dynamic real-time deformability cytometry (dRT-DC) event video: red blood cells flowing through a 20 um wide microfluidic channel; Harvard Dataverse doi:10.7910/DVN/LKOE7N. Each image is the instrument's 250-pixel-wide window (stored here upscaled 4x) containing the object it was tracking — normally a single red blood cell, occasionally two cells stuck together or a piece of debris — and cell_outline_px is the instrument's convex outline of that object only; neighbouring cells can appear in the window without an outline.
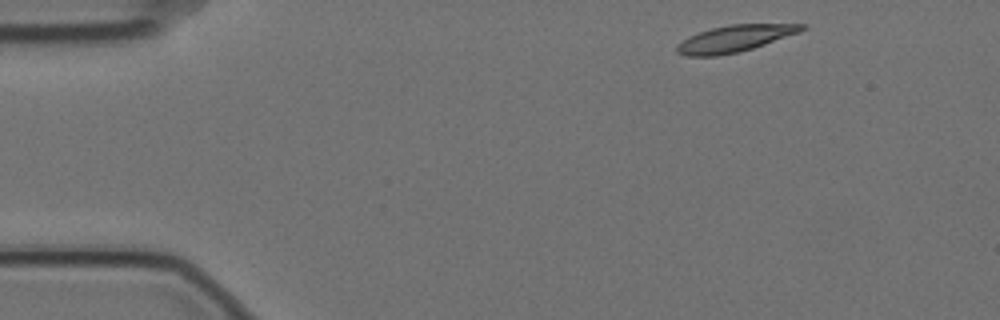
{"species": "Egyptian fruit bat (a non-hibernating species)", "species_latin": "Rousettus aegyptiacus", "temperature_condition": "cold", "stored_images_in_passage": 3, "camera_frame_rate_fps": 3000, "um_per_image_px": 0.085, "animal": {"sex": "female"}, "frame": {"image": 1, "passage_image": 1, "time_ms": 0.0, "image_size_px": [1000, 320], "cell_outline_px": [[808, 28], [800, 32], [740, 52], [716, 56], [684, 56], [676, 52], [676, 44], [688, 36], [712, 28], [732, 24], [808, 24]], "centroid_in_image_um": [62.44, 3.28], "position_along_channel_um": 22.6, "area_um2": 19.42}}